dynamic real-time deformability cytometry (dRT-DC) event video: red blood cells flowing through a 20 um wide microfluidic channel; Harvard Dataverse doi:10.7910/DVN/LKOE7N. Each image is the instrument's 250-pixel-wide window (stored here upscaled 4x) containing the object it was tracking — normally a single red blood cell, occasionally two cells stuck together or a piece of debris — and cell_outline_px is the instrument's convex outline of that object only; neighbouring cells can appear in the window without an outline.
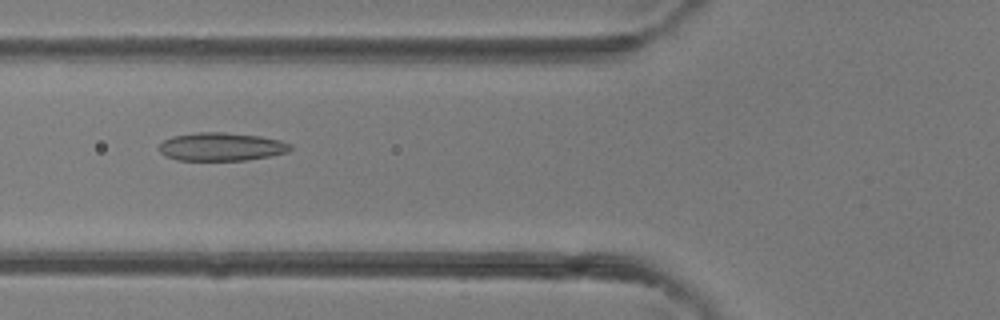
{"species": "common noctule bat (a hibernating species)", "species_latin": "Nyctalus noctula", "temperature_condition": "room temperature", "stored_images_in_passage": 29, "camera_frame_rate_fps": 3000, "um_per_image_px": 0.085, "animal": {"sex": "female"}, "frame": {"image": 1, "passage_image": 3, "time_ms": 0.667, "image_size_px": [1000, 320], "cell_outline_px": [[292, 148], [288, 152], [268, 156], [244, 160], [176, 160], [164, 156], [160, 152], [160, 144], [164, 140], [172, 136], [196, 132], [224, 132], [260, 136], [280, 140], [292, 144]], "centroid_in_image_um": [18.8, 12.47], "position_along_channel_um": 107.0, "area_um2": 21.62}}
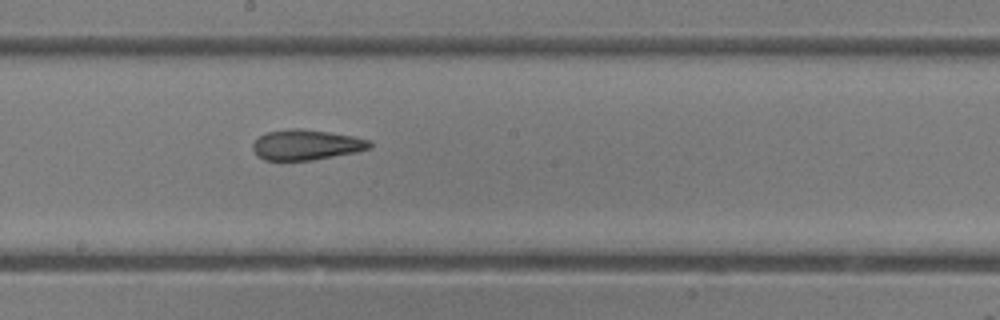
{"frame": {"image": 2, "passage_image": 10, "time_ms": 3.0, "image_size_px": [1000, 320], "cell_outline_px": [[372, 148], [356, 152], [312, 160], [264, 160], [256, 156], [252, 148], [252, 144], [260, 136], [268, 132], [288, 128], [300, 128], [328, 132], [352, 136], [372, 140]], "centroid_in_image_um": [26.04, 12.31], "position_along_channel_um": 222.2, "area_um2": 20.75}}
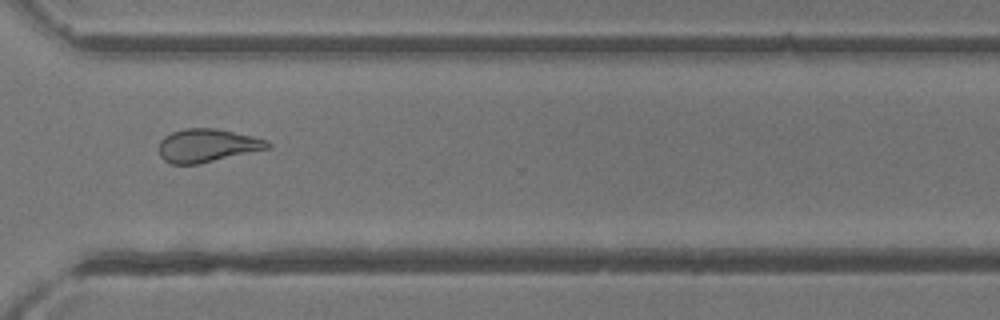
{"frame": {"image": 3, "passage_image": 18, "time_ms": 5.667, "image_size_px": [1000, 320], "cell_outline_px": [[272, 144], [268, 148], [200, 164], [172, 164], [164, 160], [160, 156], [160, 140], [164, 136], [172, 132], [184, 128], [216, 128], [252, 136], [268, 140]], "centroid_in_image_um": [17.6, 12.36], "position_along_channel_um": 353.0, "area_um2": 20.98}}